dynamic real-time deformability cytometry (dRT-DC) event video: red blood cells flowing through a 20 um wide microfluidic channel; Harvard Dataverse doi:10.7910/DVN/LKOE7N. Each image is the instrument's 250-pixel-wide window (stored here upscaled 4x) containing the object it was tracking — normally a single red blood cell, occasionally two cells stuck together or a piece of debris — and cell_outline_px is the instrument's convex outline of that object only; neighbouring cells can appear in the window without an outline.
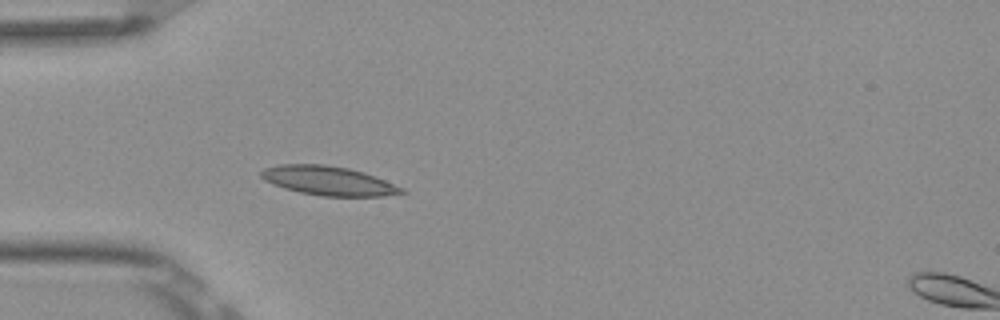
{"species": "Egyptian fruit bat (a non-hibernating species)", "species_latin": "Rousettus aegyptiacus", "temperature_condition": "room temperature", "stored_images_in_passage": 6, "camera_frame_rate_fps": 3000, "um_per_image_px": 0.085, "frame": {"image": 1, "passage_image": 5, "time_ms": 1.333, "image_size_px": [1000, 320], "cell_outline_px": [[408, 192], [384, 196], [324, 196], [300, 192], [284, 188], [272, 184], [264, 180], [260, 176], [260, 172], [264, 168], [280, 164], [324, 164], [348, 168], [364, 172], [404, 188]], "centroid_in_image_um": [27.91, 15.36], "position_along_channel_um": 57.1, "area_um2": 23.81}}